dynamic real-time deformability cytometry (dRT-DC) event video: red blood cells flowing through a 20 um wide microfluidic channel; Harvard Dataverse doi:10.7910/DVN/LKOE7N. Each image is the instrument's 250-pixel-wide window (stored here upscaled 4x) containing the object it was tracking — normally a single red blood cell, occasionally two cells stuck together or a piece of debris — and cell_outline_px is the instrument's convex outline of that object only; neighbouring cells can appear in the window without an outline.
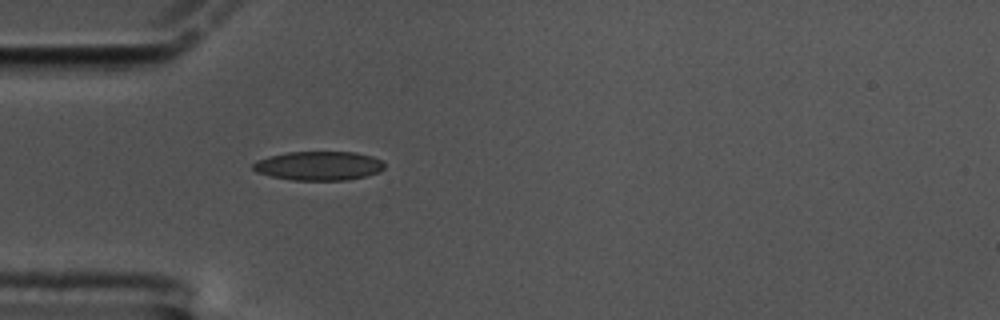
{"species": "common noctule bat (a hibernating species)", "species_latin": "Nyctalus noctula", "temperature_condition": "cold", "stored_images_in_passage": 43, "camera_frame_rate_fps": 3000, "um_per_image_px": 0.085, "animal": {"sex": "male", "body_mass_g": 17.5, "forearm_length_mm": 52.3}, "frame": {"image": 1, "passage_image": 1, "time_ms": 0.0, "image_size_px": [1000, 320], "cell_outline_px": [[384, 168], [380, 172], [368, 176], [348, 180], [292, 180], [272, 176], [256, 172], [252, 168], [252, 164], [256, 160], [268, 156], [288, 152], [356, 152], [372, 156], [384, 160]], "centroid_in_image_um": [27.13, 14.09], "position_along_channel_um": 57.9, "area_um2": 22.48}}
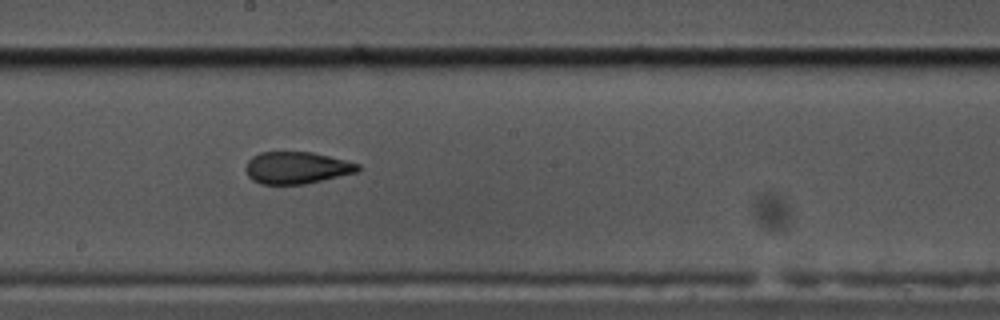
{"frame": {"image": 2, "passage_image": 16, "time_ms": 5.0, "image_size_px": [1000, 320], "cell_outline_px": [[360, 168], [356, 172], [304, 184], [260, 184], [252, 180], [248, 176], [244, 168], [248, 160], [252, 156], [260, 152], [312, 152], [360, 164]], "centroid_in_image_um": [25.16, 14.26], "position_along_channel_um": 223.0, "area_um2": 20.81}}
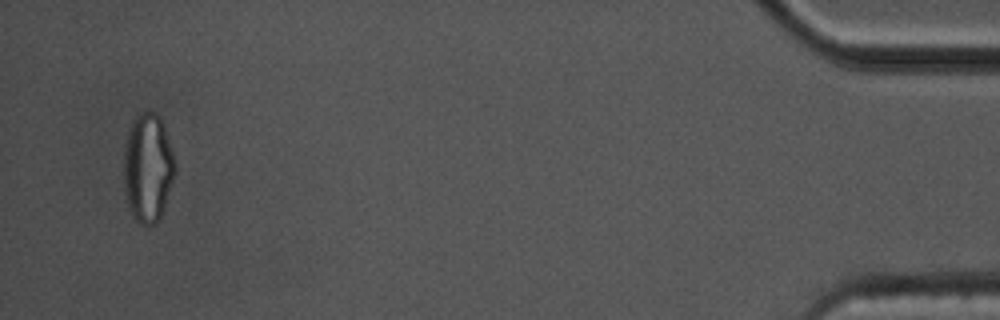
{"frame": {"image": 3, "passage_image": 41, "time_ms": 13.333, "image_size_px": [1000, 320], "cell_outline_px": [[176, 172], [160, 220], [156, 224], [148, 228], [144, 228], [136, 220], [128, 204], [124, 192], [124, 144], [132, 120], [140, 112], [148, 108], [156, 112], [160, 116], [164, 124], [176, 160]], "centroid_in_image_um": [12.59, 14.25], "position_along_channel_um": 422.6, "area_um2": 33.52}, "authors_computed_cell_mechanics": {"area_um2": 21.7906, "velocity_mm_per_s": 3.3754, "shape_relaxation_time_tau1_ms": null, "shape_relaxation_time_tau2_ms": 2.321, "deformation_change_tau1": null, "deformation_change_tau2": 0.0799}}